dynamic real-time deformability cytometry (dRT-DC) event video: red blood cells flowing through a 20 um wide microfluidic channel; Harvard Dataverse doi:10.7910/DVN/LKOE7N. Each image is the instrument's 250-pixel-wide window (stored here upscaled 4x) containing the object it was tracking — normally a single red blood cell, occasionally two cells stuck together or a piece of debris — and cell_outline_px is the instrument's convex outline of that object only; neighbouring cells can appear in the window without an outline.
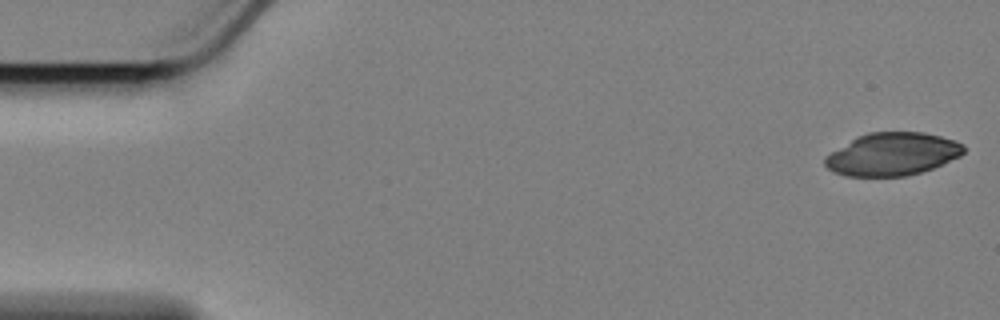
{"species": "Egyptian fruit bat (a non-hibernating species)", "species_latin": "Rousettus aegyptiacus", "temperature_condition": "cold", "stored_images_in_passage": 55, "camera_frame_rate_fps": 3000, "um_per_image_px": 0.085, "animal": {"sex": "female"}, "frame": {"image": 1, "passage_image": 1, "time_ms": 0.0, "image_size_px": [1000, 320], "cell_outline_px": [[964, 152], [960, 156], [932, 168], [908, 176], [844, 176], [832, 172], [824, 164], [824, 156], [852, 140], [868, 132], [924, 132], [956, 140], [964, 144]], "centroid_in_image_um": [75.85, 13.11], "position_along_channel_um": 9.1, "area_um2": 34.51}}